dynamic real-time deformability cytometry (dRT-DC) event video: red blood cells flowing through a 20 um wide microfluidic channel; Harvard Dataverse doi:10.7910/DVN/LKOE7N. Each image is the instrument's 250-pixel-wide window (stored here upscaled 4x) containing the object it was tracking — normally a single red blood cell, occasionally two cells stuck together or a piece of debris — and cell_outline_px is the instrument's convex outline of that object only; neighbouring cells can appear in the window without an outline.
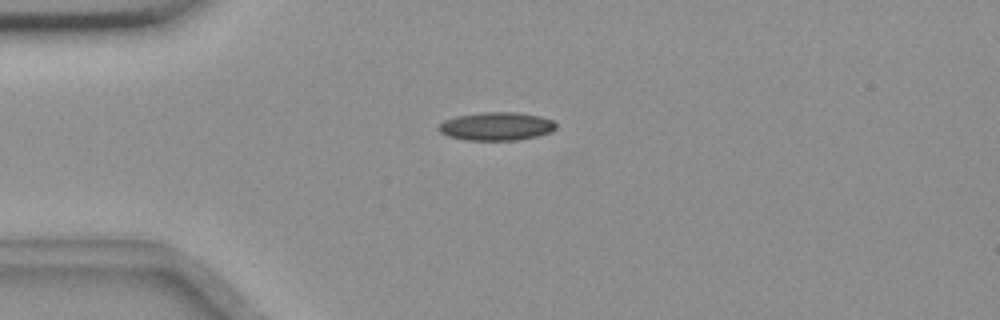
{"species": "common noctule bat (a hibernating species)", "species_latin": "Nyctalus noctula", "temperature_condition": "room temperature", "stored_images_in_passage": 9, "camera_frame_rate_fps": 3000, "um_per_image_px": 0.085, "animal": {"sex": "female", "body_mass_g": 18.4}, "frame": {"image": 1, "passage_image": 3, "time_ms": 2.333, "image_size_px": [1000, 320], "cell_outline_px": [[556, 128], [552, 132], [536, 136], [516, 140], [464, 140], [448, 136], [440, 132], [436, 128], [444, 120], [456, 116], [484, 112], [516, 112], [540, 116], [552, 120], [556, 124]], "centroid_in_image_um": [42.18, 10.74], "position_along_channel_um": 42.8, "area_um2": 19.36}}
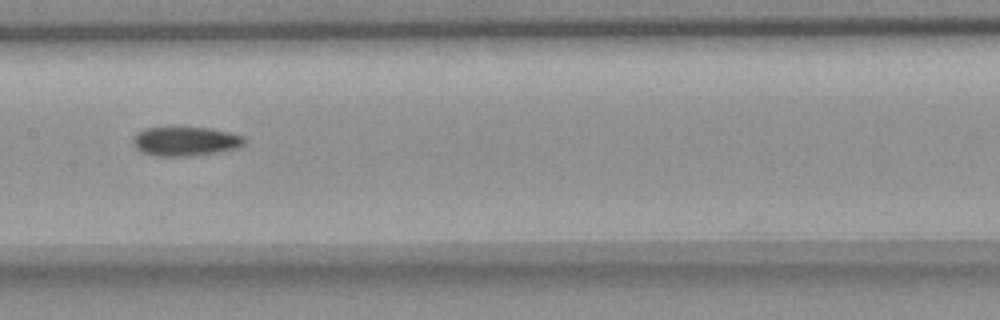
{"frame": {"image": 2, "passage_image": 7, "time_ms": 7.0, "image_size_px": [1000, 320], "cell_outline_px": [[244, 144], [240, 148], [220, 152], [192, 156], [152, 156], [140, 152], [136, 148], [132, 140], [140, 132], [148, 128], [208, 128], [228, 132], [244, 136]], "centroid_in_image_um": [15.8, 12.04], "position_along_channel_um": 191.6, "area_um2": 18.84}}
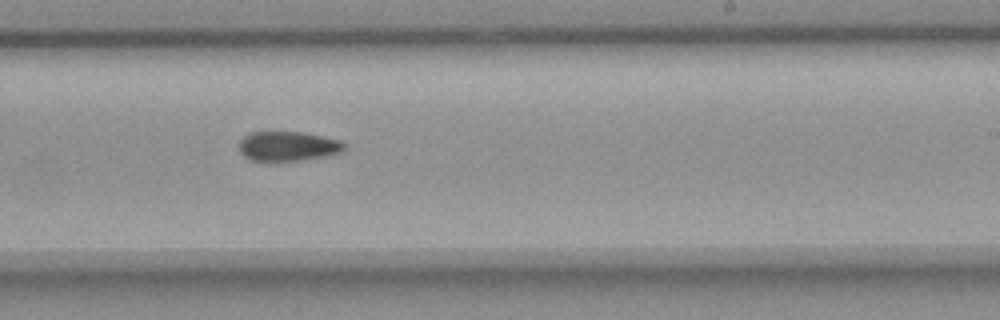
{"frame": {"image": 3, "passage_image": 9, "time_ms": 9.0, "image_size_px": [1000, 320], "cell_outline_px": [[344, 152], [324, 156], [276, 164], [264, 164], [248, 160], [240, 152], [240, 140], [248, 132], [304, 132], [340, 140], [344, 144]], "centroid_in_image_um": [24.4, 12.48], "position_along_channel_um": 264.6, "area_um2": 18.96}}